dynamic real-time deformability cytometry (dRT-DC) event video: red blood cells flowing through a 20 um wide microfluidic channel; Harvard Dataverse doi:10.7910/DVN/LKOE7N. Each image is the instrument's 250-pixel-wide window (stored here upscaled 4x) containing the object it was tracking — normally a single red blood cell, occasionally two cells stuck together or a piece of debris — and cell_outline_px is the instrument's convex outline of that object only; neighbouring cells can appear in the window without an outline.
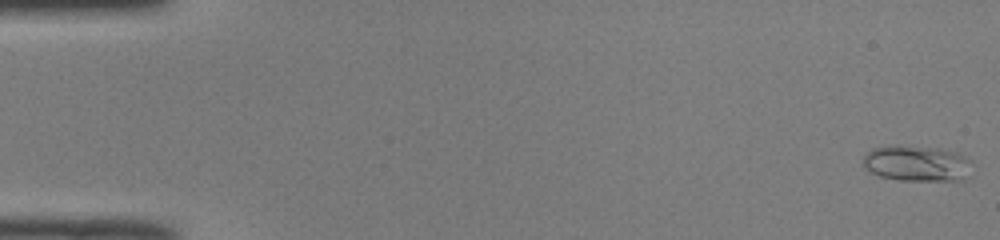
{"species": "common noctule bat (a hibernating species)", "species_latin": "Nyctalus noctula", "temperature_condition": "room temperature", "stored_images_in_passage": 11, "camera_frame_rate_fps": 3000, "um_per_image_px": 0.085, "animal": {"sex": "male", "body_mass_g": 19.0, "forearm_length_mm": 50.8}, "frame": {"image": 1, "passage_image": 1, "time_ms": 0.0, "image_size_px": [1000, 240], "cell_outline_px": [[964, 180], [900, 180], [880, 176], [872, 172], [864, 164], [864, 156], [872, 148], [936, 148], [956, 152], [964, 156]], "centroid_in_image_um": [77.84, 13.92], "position_along_channel_um": 7.2, "area_um2": 20.92}}